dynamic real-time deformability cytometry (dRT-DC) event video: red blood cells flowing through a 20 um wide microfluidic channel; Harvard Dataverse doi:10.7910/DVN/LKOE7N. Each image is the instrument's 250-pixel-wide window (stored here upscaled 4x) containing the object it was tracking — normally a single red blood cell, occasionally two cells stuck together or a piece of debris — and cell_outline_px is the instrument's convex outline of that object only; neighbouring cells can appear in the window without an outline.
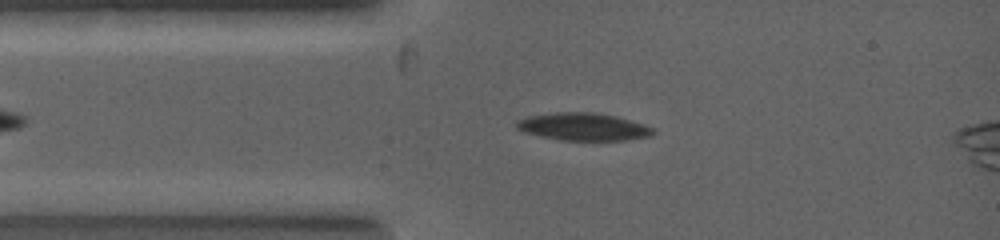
{"species": "common noctule bat (a hibernating species)", "species_latin": "Nyctalus noctula", "temperature_condition": "warm", "stored_images_in_passage": 2, "camera_frame_rate_fps": 5000, "um_per_image_px": 0.085, "animal": {"sex": "female", "body_mass_g": 19.0, "forearm_length_mm": 53.3}, "frame": {"image": 1, "passage_image": 2, "time_ms": 0.2, "image_size_px": [1000, 240], "cell_outline_px": [[656, 132], [652, 136], [624, 140], [560, 140], [540, 136], [524, 132], [516, 128], [516, 120], [528, 116], [556, 112], [596, 112], [616, 116], [644, 124], [656, 128]], "centroid_in_image_um": [49.6, 10.77], "position_along_channel_um": 35.4, "area_um2": 22.14}}